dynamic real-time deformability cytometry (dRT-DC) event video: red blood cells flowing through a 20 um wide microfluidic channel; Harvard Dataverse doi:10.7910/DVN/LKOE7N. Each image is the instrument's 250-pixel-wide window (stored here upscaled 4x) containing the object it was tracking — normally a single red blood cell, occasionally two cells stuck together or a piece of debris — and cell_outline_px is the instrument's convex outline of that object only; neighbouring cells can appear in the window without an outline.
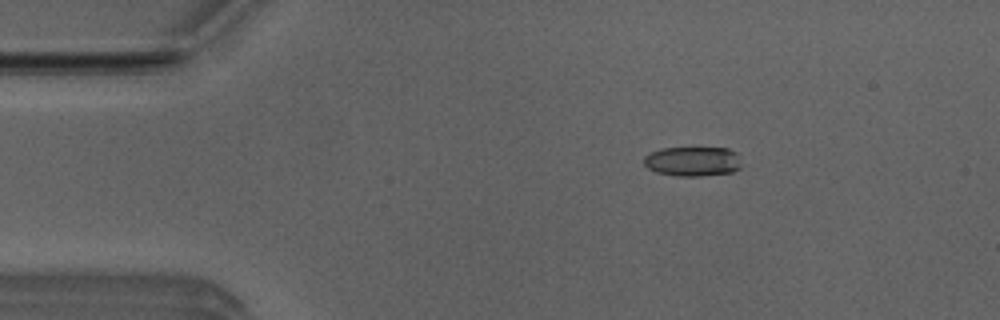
{"species": "Egyptian fruit bat (a non-hibernating species)", "species_latin": "Rousettus aegyptiacus", "temperature_condition": "room temperature", "stored_images_in_passage": 7, "camera_frame_rate_fps": 3000, "um_per_image_px": 0.085, "animal": {"sex": "male"}, "frame": {"image": 1, "passage_image": 3, "time_ms": 0.667, "image_size_px": [1000, 320], "cell_outline_px": [[740, 168], [732, 172], [700, 176], [676, 176], [656, 172], [648, 168], [644, 164], [644, 156], [660, 148], [728, 148], [736, 152], [740, 164]], "centroid_in_image_um": [58.86, 13.72], "position_along_channel_um": 26.1, "area_um2": 16.82}}